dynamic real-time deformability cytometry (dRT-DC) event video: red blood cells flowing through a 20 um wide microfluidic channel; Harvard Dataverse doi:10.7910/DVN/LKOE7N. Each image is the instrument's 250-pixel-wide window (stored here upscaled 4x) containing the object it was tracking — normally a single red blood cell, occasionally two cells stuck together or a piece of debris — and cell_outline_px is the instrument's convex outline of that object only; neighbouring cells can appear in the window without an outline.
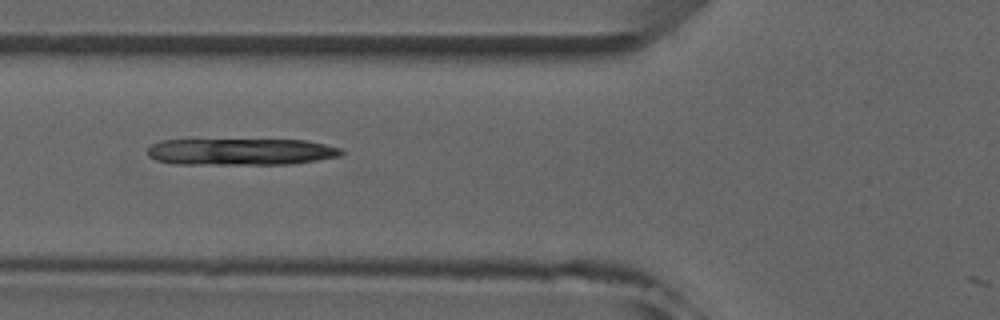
{"species": "common noctule bat (a hibernating species)", "species_latin": "Nyctalus noctula", "temperature_condition": "room temperature", "stored_images_in_passage": 6, "camera_frame_rate_fps": 3000, "um_per_image_px": 0.085, "animal": {"sex": "male", "forearm_length_mm": 52.5}, "frame": {"image": 1, "passage_image": 6, "time_ms": 5.333, "image_size_px": [1000, 320], "cell_outline_px": [[344, 152], [340, 156], [316, 160], [288, 164], [176, 164], [156, 160], [148, 156], [148, 148], [152, 144], [160, 140], [308, 140], [344, 148]], "centroid_in_image_um": [20.5, 12.89], "position_along_channel_um": 105.3, "area_um2": 30.29}}